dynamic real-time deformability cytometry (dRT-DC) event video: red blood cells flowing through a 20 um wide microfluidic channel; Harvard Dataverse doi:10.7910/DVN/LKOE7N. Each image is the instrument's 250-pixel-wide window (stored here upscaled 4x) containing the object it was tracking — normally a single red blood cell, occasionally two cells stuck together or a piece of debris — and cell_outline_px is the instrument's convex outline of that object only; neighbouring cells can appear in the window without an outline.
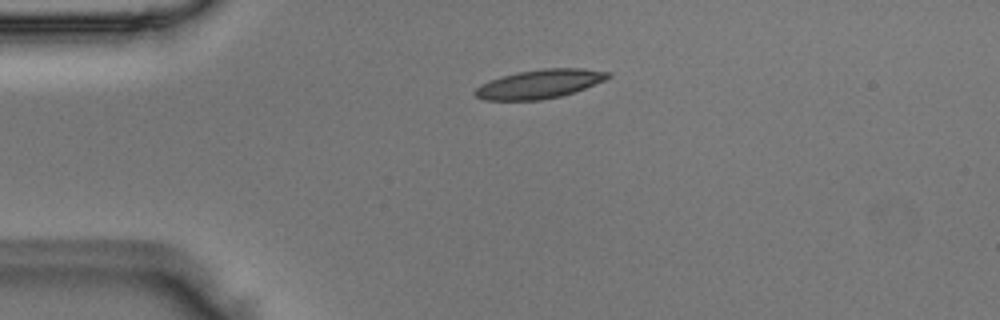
{"species": "Egyptian fruit bat (a non-hibernating species)", "species_latin": "Rousettus aegyptiacus", "temperature_condition": "room temperature", "stored_images_in_passage": 40, "camera_frame_rate_fps": 3000, "um_per_image_px": 0.085, "animal": {"sex": "male"}, "frame": {"image": 1, "passage_image": 1, "time_ms": 0.0, "image_size_px": [1000, 320], "cell_outline_px": [[612, 76], [604, 80], [584, 88], [560, 96], [540, 100], [484, 100], [476, 96], [472, 92], [480, 84], [488, 80], [500, 76], [516, 72], [544, 68], [580, 68], [612, 72]], "centroid_in_image_um": [45.82, 7.13], "position_along_channel_um": 39.2, "area_um2": 22.43}}
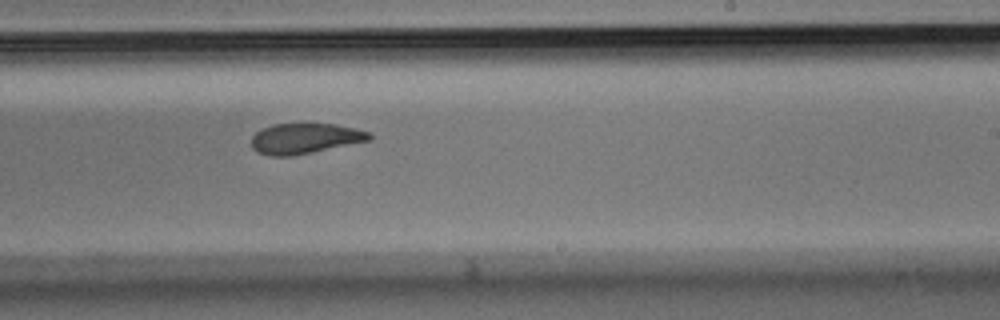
{"frame": {"image": 2, "passage_image": 20, "time_ms": 6.333, "image_size_px": [1000, 320], "cell_outline_px": [[372, 140], [292, 156], [272, 156], [256, 152], [252, 148], [252, 136], [260, 128], [272, 124], [336, 124], [356, 128], [372, 132]], "centroid_in_image_um": [25.93, 11.76], "position_along_channel_um": 263.1, "area_um2": 21.1}}
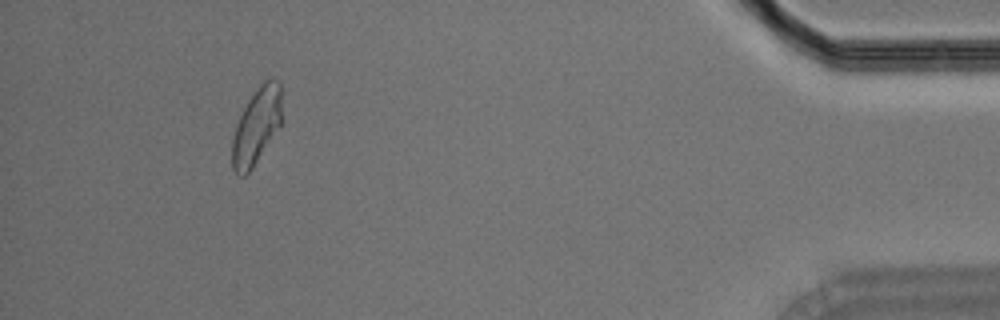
{"frame": {"image": 3, "passage_image": 36, "time_ms": 11.667, "image_size_px": [1000, 320], "cell_outline_px": [[280, 128], [252, 168], [244, 176], [240, 176], [232, 168], [232, 136], [236, 124], [248, 100], [260, 84], [264, 80], [272, 76], [280, 80]], "centroid_in_image_um": [21.8, 10.7], "position_along_channel_um": 413.4, "area_um2": 22.08}}